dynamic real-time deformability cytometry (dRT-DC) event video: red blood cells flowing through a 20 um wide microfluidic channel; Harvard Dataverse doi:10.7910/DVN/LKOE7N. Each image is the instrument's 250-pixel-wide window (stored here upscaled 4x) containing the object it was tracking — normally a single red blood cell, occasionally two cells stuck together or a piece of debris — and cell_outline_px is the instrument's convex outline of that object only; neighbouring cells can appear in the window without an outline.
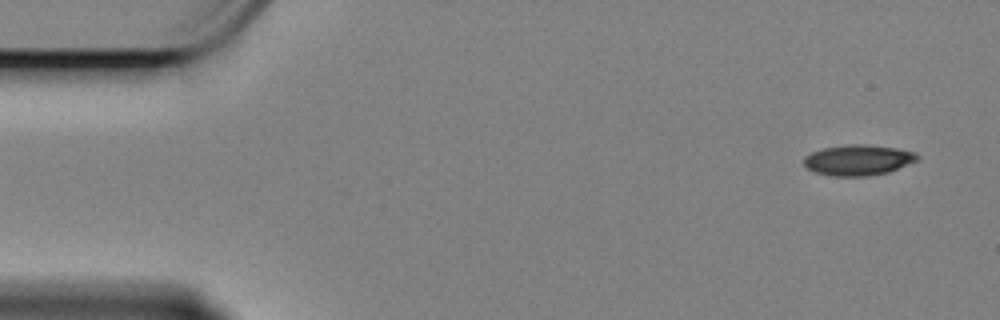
{"species": "Egyptian fruit bat (a non-hibernating species)", "species_latin": "Rousettus aegyptiacus", "temperature_condition": "cold", "stored_images_in_passage": 56, "camera_frame_rate_fps": 3000, "um_per_image_px": 0.085, "animal": {"sex": "female"}, "frame": {"image": 1, "passage_image": 1, "time_ms": 0.0, "image_size_px": [1000, 320], "cell_outline_px": [[920, 156], [916, 160], [888, 172], [868, 176], [832, 176], [816, 172], [808, 168], [804, 164], [804, 156], [812, 152], [824, 148], [848, 144], [864, 144], [896, 148], [916, 152]], "centroid_in_image_um": [72.93, 13.6], "position_along_channel_um": 12.1, "area_um2": 20.06}}
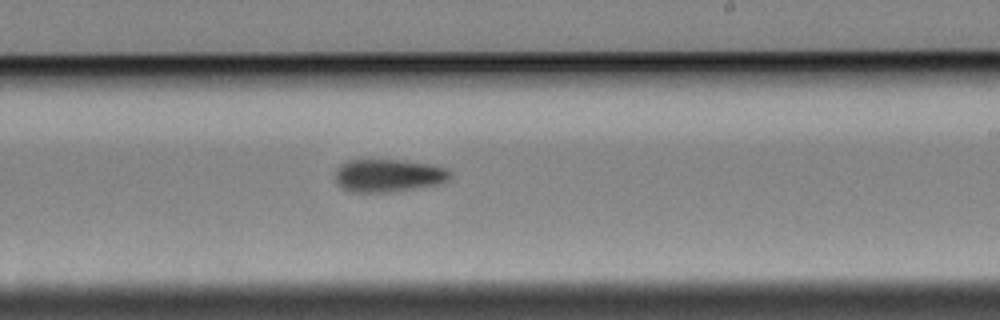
{"frame": {"image": 2, "passage_image": 32, "time_ms": 10.333, "image_size_px": [1000, 320], "cell_outline_px": [[452, 172], [448, 180], [440, 184], [416, 188], [388, 192], [352, 192], [340, 188], [336, 180], [336, 172], [348, 160], [400, 160], [428, 164], [444, 168]], "centroid_in_image_um": [33.03, 14.93], "position_along_channel_um": 256.0, "area_um2": 21.73}}
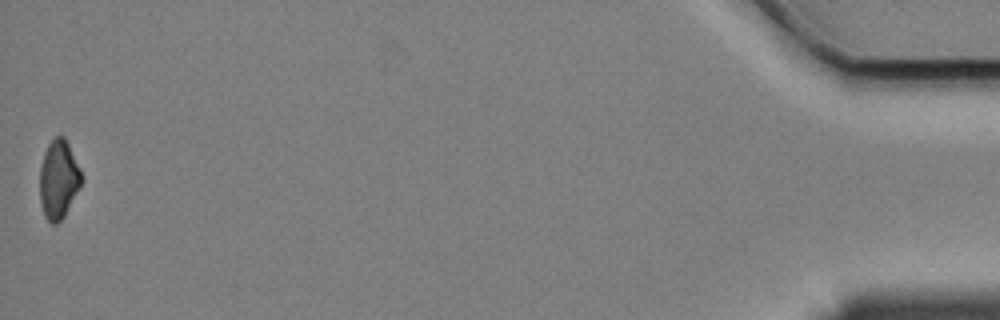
{"frame": {"image": 3, "passage_image": 56, "time_ms": 18.333, "image_size_px": [1000, 320], "cell_outline_px": [[84, 180], [64, 216], [56, 224], [52, 224], [44, 216], [40, 200], [40, 168], [44, 152], [48, 144], [56, 136], [64, 136], [84, 176]], "centroid_in_image_um": [4.99, 15.25], "position_along_channel_um": 430.2, "area_um2": 19.13}, "authors_computed_cell_mechanics": {"area_um2": 21.2704, "velocity_mm_per_s": 3.3861, "shape_relaxation_time_tau1_ms": 2.949, "shape_relaxation_time_tau2_ms": null, "deformation_change_tau1": 0.0886, "deformation_change_tau2": null}}